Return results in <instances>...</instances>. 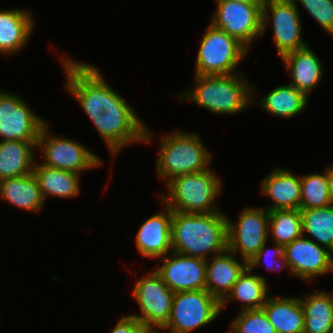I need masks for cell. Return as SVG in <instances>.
<instances>
[{
    "label": "cell",
    "mask_w": 333,
    "mask_h": 333,
    "mask_svg": "<svg viewBox=\"0 0 333 333\" xmlns=\"http://www.w3.org/2000/svg\"><path fill=\"white\" fill-rule=\"evenodd\" d=\"M66 75L65 90L75 98L114 160L126 146L152 142L153 132L133 106L105 80L98 67L70 56H58Z\"/></svg>",
    "instance_id": "cell-1"
},
{
    "label": "cell",
    "mask_w": 333,
    "mask_h": 333,
    "mask_svg": "<svg viewBox=\"0 0 333 333\" xmlns=\"http://www.w3.org/2000/svg\"><path fill=\"white\" fill-rule=\"evenodd\" d=\"M172 251L208 260L227 249V214L183 213L173 211L171 220Z\"/></svg>",
    "instance_id": "cell-2"
},
{
    "label": "cell",
    "mask_w": 333,
    "mask_h": 333,
    "mask_svg": "<svg viewBox=\"0 0 333 333\" xmlns=\"http://www.w3.org/2000/svg\"><path fill=\"white\" fill-rule=\"evenodd\" d=\"M194 83L181 93L187 101L213 114L234 115L252 105V83L239 72L228 75H194Z\"/></svg>",
    "instance_id": "cell-3"
},
{
    "label": "cell",
    "mask_w": 333,
    "mask_h": 333,
    "mask_svg": "<svg viewBox=\"0 0 333 333\" xmlns=\"http://www.w3.org/2000/svg\"><path fill=\"white\" fill-rule=\"evenodd\" d=\"M160 139L155 171L165 185L179 175L210 168L212 155L197 133L177 129Z\"/></svg>",
    "instance_id": "cell-4"
},
{
    "label": "cell",
    "mask_w": 333,
    "mask_h": 333,
    "mask_svg": "<svg viewBox=\"0 0 333 333\" xmlns=\"http://www.w3.org/2000/svg\"><path fill=\"white\" fill-rule=\"evenodd\" d=\"M222 180L211 168L179 175L166 185L167 194H160L161 203L172 211L183 213L221 212L215 201L222 190Z\"/></svg>",
    "instance_id": "cell-5"
},
{
    "label": "cell",
    "mask_w": 333,
    "mask_h": 333,
    "mask_svg": "<svg viewBox=\"0 0 333 333\" xmlns=\"http://www.w3.org/2000/svg\"><path fill=\"white\" fill-rule=\"evenodd\" d=\"M194 75H228L239 73L238 65L249 50L222 29L208 24L199 42Z\"/></svg>",
    "instance_id": "cell-6"
},
{
    "label": "cell",
    "mask_w": 333,
    "mask_h": 333,
    "mask_svg": "<svg viewBox=\"0 0 333 333\" xmlns=\"http://www.w3.org/2000/svg\"><path fill=\"white\" fill-rule=\"evenodd\" d=\"M221 313V302L204 289L174 293L169 320L162 331L192 333L208 326Z\"/></svg>",
    "instance_id": "cell-7"
},
{
    "label": "cell",
    "mask_w": 333,
    "mask_h": 333,
    "mask_svg": "<svg viewBox=\"0 0 333 333\" xmlns=\"http://www.w3.org/2000/svg\"><path fill=\"white\" fill-rule=\"evenodd\" d=\"M49 124L46 122L41 128L37 141V150L42 152L41 164L68 170L81 175V172L98 168L103 165L101 157L90 148L72 138L62 135H51Z\"/></svg>",
    "instance_id": "cell-8"
},
{
    "label": "cell",
    "mask_w": 333,
    "mask_h": 333,
    "mask_svg": "<svg viewBox=\"0 0 333 333\" xmlns=\"http://www.w3.org/2000/svg\"><path fill=\"white\" fill-rule=\"evenodd\" d=\"M263 5L234 0L218 1L209 23L250 50L254 41L262 37Z\"/></svg>",
    "instance_id": "cell-9"
},
{
    "label": "cell",
    "mask_w": 333,
    "mask_h": 333,
    "mask_svg": "<svg viewBox=\"0 0 333 333\" xmlns=\"http://www.w3.org/2000/svg\"><path fill=\"white\" fill-rule=\"evenodd\" d=\"M147 273L146 276L136 280L132 290V296L139 305L140 314L130 315L156 333H161L170 317L174 292L168 288L155 270Z\"/></svg>",
    "instance_id": "cell-10"
},
{
    "label": "cell",
    "mask_w": 333,
    "mask_h": 333,
    "mask_svg": "<svg viewBox=\"0 0 333 333\" xmlns=\"http://www.w3.org/2000/svg\"><path fill=\"white\" fill-rule=\"evenodd\" d=\"M298 7L295 0H266L263 5L262 37L269 22H272L273 42L280 58L286 53L309 45L302 37V22Z\"/></svg>",
    "instance_id": "cell-11"
},
{
    "label": "cell",
    "mask_w": 333,
    "mask_h": 333,
    "mask_svg": "<svg viewBox=\"0 0 333 333\" xmlns=\"http://www.w3.org/2000/svg\"><path fill=\"white\" fill-rule=\"evenodd\" d=\"M269 211L264 208L246 207L239 213L238 223L227 216V249L249 262L268 242Z\"/></svg>",
    "instance_id": "cell-12"
},
{
    "label": "cell",
    "mask_w": 333,
    "mask_h": 333,
    "mask_svg": "<svg viewBox=\"0 0 333 333\" xmlns=\"http://www.w3.org/2000/svg\"><path fill=\"white\" fill-rule=\"evenodd\" d=\"M46 122L21 95L0 90V141L37 142Z\"/></svg>",
    "instance_id": "cell-13"
},
{
    "label": "cell",
    "mask_w": 333,
    "mask_h": 333,
    "mask_svg": "<svg viewBox=\"0 0 333 333\" xmlns=\"http://www.w3.org/2000/svg\"><path fill=\"white\" fill-rule=\"evenodd\" d=\"M289 274L304 282L333 272V253L301 236L283 247Z\"/></svg>",
    "instance_id": "cell-14"
},
{
    "label": "cell",
    "mask_w": 333,
    "mask_h": 333,
    "mask_svg": "<svg viewBox=\"0 0 333 333\" xmlns=\"http://www.w3.org/2000/svg\"><path fill=\"white\" fill-rule=\"evenodd\" d=\"M160 260L155 272L172 292L206 290V260L173 251Z\"/></svg>",
    "instance_id": "cell-15"
},
{
    "label": "cell",
    "mask_w": 333,
    "mask_h": 333,
    "mask_svg": "<svg viewBox=\"0 0 333 333\" xmlns=\"http://www.w3.org/2000/svg\"><path fill=\"white\" fill-rule=\"evenodd\" d=\"M163 210L145 220L137 230L135 247L144 258L157 259L172 251L171 220L173 211L166 205ZM165 210V211H164Z\"/></svg>",
    "instance_id": "cell-16"
},
{
    "label": "cell",
    "mask_w": 333,
    "mask_h": 333,
    "mask_svg": "<svg viewBox=\"0 0 333 333\" xmlns=\"http://www.w3.org/2000/svg\"><path fill=\"white\" fill-rule=\"evenodd\" d=\"M286 67L289 82L298 90L302 91L308 98L310 93L321 83L323 77V63L319 56L309 45L296 51L286 53L281 58Z\"/></svg>",
    "instance_id": "cell-17"
},
{
    "label": "cell",
    "mask_w": 333,
    "mask_h": 333,
    "mask_svg": "<svg viewBox=\"0 0 333 333\" xmlns=\"http://www.w3.org/2000/svg\"><path fill=\"white\" fill-rule=\"evenodd\" d=\"M261 193L272 200L273 204L265 206L268 211L295 209L300 210L301 179L300 175L276 168L260 183Z\"/></svg>",
    "instance_id": "cell-18"
},
{
    "label": "cell",
    "mask_w": 333,
    "mask_h": 333,
    "mask_svg": "<svg viewBox=\"0 0 333 333\" xmlns=\"http://www.w3.org/2000/svg\"><path fill=\"white\" fill-rule=\"evenodd\" d=\"M34 16L28 9L0 10V55L12 56L22 51L33 35Z\"/></svg>",
    "instance_id": "cell-19"
},
{
    "label": "cell",
    "mask_w": 333,
    "mask_h": 333,
    "mask_svg": "<svg viewBox=\"0 0 333 333\" xmlns=\"http://www.w3.org/2000/svg\"><path fill=\"white\" fill-rule=\"evenodd\" d=\"M230 250L209 257L206 260V291L216 297L220 302L232 290L240 275L248 267V262L238 260Z\"/></svg>",
    "instance_id": "cell-20"
},
{
    "label": "cell",
    "mask_w": 333,
    "mask_h": 333,
    "mask_svg": "<svg viewBox=\"0 0 333 333\" xmlns=\"http://www.w3.org/2000/svg\"><path fill=\"white\" fill-rule=\"evenodd\" d=\"M256 90V87L252 85V106L260 104L258 105L261 106L260 109L268 114L285 119L293 118L304 112L310 99L302 91L288 84L279 85L270 90L256 103Z\"/></svg>",
    "instance_id": "cell-21"
},
{
    "label": "cell",
    "mask_w": 333,
    "mask_h": 333,
    "mask_svg": "<svg viewBox=\"0 0 333 333\" xmlns=\"http://www.w3.org/2000/svg\"><path fill=\"white\" fill-rule=\"evenodd\" d=\"M262 309L276 333L304 332V311L300 297L269 295Z\"/></svg>",
    "instance_id": "cell-22"
},
{
    "label": "cell",
    "mask_w": 333,
    "mask_h": 333,
    "mask_svg": "<svg viewBox=\"0 0 333 333\" xmlns=\"http://www.w3.org/2000/svg\"><path fill=\"white\" fill-rule=\"evenodd\" d=\"M32 173L37 179L41 195L48 197L73 198L80 194L81 175L68 170L47 167L35 161Z\"/></svg>",
    "instance_id": "cell-23"
},
{
    "label": "cell",
    "mask_w": 333,
    "mask_h": 333,
    "mask_svg": "<svg viewBox=\"0 0 333 333\" xmlns=\"http://www.w3.org/2000/svg\"><path fill=\"white\" fill-rule=\"evenodd\" d=\"M37 142L0 141V180L32 173Z\"/></svg>",
    "instance_id": "cell-24"
},
{
    "label": "cell",
    "mask_w": 333,
    "mask_h": 333,
    "mask_svg": "<svg viewBox=\"0 0 333 333\" xmlns=\"http://www.w3.org/2000/svg\"><path fill=\"white\" fill-rule=\"evenodd\" d=\"M0 197L20 210L33 213H39L46 203L33 173L0 180Z\"/></svg>",
    "instance_id": "cell-25"
},
{
    "label": "cell",
    "mask_w": 333,
    "mask_h": 333,
    "mask_svg": "<svg viewBox=\"0 0 333 333\" xmlns=\"http://www.w3.org/2000/svg\"><path fill=\"white\" fill-rule=\"evenodd\" d=\"M247 267L240 275L232 290L221 301V311L232 301L241 302L239 311L261 309L268 299V282L263 275L252 273Z\"/></svg>",
    "instance_id": "cell-26"
},
{
    "label": "cell",
    "mask_w": 333,
    "mask_h": 333,
    "mask_svg": "<svg viewBox=\"0 0 333 333\" xmlns=\"http://www.w3.org/2000/svg\"><path fill=\"white\" fill-rule=\"evenodd\" d=\"M304 294L300 303L304 311L303 333H330L333 330V292Z\"/></svg>",
    "instance_id": "cell-27"
},
{
    "label": "cell",
    "mask_w": 333,
    "mask_h": 333,
    "mask_svg": "<svg viewBox=\"0 0 333 333\" xmlns=\"http://www.w3.org/2000/svg\"><path fill=\"white\" fill-rule=\"evenodd\" d=\"M302 236L306 233L315 243L333 253V205L320 208L300 209Z\"/></svg>",
    "instance_id": "cell-28"
},
{
    "label": "cell",
    "mask_w": 333,
    "mask_h": 333,
    "mask_svg": "<svg viewBox=\"0 0 333 333\" xmlns=\"http://www.w3.org/2000/svg\"><path fill=\"white\" fill-rule=\"evenodd\" d=\"M301 236L302 217L300 210L269 211L268 239H271L273 243L284 247Z\"/></svg>",
    "instance_id": "cell-29"
},
{
    "label": "cell",
    "mask_w": 333,
    "mask_h": 333,
    "mask_svg": "<svg viewBox=\"0 0 333 333\" xmlns=\"http://www.w3.org/2000/svg\"><path fill=\"white\" fill-rule=\"evenodd\" d=\"M300 209L320 208L331 205L325 170L322 173L300 175Z\"/></svg>",
    "instance_id": "cell-30"
},
{
    "label": "cell",
    "mask_w": 333,
    "mask_h": 333,
    "mask_svg": "<svg viewBox=\"0 0 333 333\" xmlns=\"http://www.w3.org/2000/svg\"><path fill=\"white\" fill-rule=\"evenodd\" d=\"M228 329L231 333H276L262 308L239 311Z\"/></svg>",
    "instance_id": "cell-31"
},
{
    "label": "cell",
    "mask_w": 333,
    "mask_h": 333,
    "mask_svg": "<svg viewBox=\"0 0 333 333\" xmlns=\"http://www.w3.org/2000/svg\"><path fill=\"white\" fill-rule=\"evenodd\" d=\"M268 242H266L262 248L254 255V257L248 262V267L253 270L260 266L263 262L266 271H277L284 267L288 269L287 261L284 256L283 246L273 243V248H268ZM271 259V260H270Z\"/></svg>",
    "instance_id": "cell-32"
},
{
    "label": "cell",
    "mask_w": 333,
    "mask_h": 333,
    "mask_svg": "<svg viewBox=\"0 0 333 333\" xmlns=\"http://www.w3.org/2000/svg\"><path fill=\"white\" fill-rule=\"evenodd\" d=\"M333 37V0H295Z\"/></svg>",
    "instance_id": "cell-33"
},
{
    "label": "cell",
    "mask_w": 333,
    "mask_h": 333,
    "mask_svg": "<svg viewBox=\"0 0 333 333\" xmlns=\"http://www.w3.org/2000/svg\"><path fill=\"white\" fill-rule=\"evenodd\" d=\"M110 333H156L152 328L144 325L134 316H121Z\"/></svg>",
    "instance_id": "cell-34"
},
{
    "label": "cell",
    "mask_w": 333,
    "mask_h": 333,
    "mask_svg": "<svg viewBox=\"0 0 333 333\" xmlns=\"http://www.w3.org/2000/svg\"><path fill=\"white\" fill-rule=\"evenodd\" d=\"M325 173L328 181L330 202L333 205V165L325 167Z\"/></svg>",
    "instance_id": "cell-35"
},
{
    "label": "cell",
    "mask_w": 333,
    "mask_h": 333,
    "mask_svg": "<svg viewBox=\"0 0 333 333\" xmlns=\"http://www.w3.org/2000/svg\"><path fill=\"white\" fill-rule=\"evenodd\" d=\"M218 1H228V0H216L215 2ZM234 1H243L251 4H265L266 0H234Z\"/></svg>",
    "instance_id": "cell-36"
}]
</instances>
